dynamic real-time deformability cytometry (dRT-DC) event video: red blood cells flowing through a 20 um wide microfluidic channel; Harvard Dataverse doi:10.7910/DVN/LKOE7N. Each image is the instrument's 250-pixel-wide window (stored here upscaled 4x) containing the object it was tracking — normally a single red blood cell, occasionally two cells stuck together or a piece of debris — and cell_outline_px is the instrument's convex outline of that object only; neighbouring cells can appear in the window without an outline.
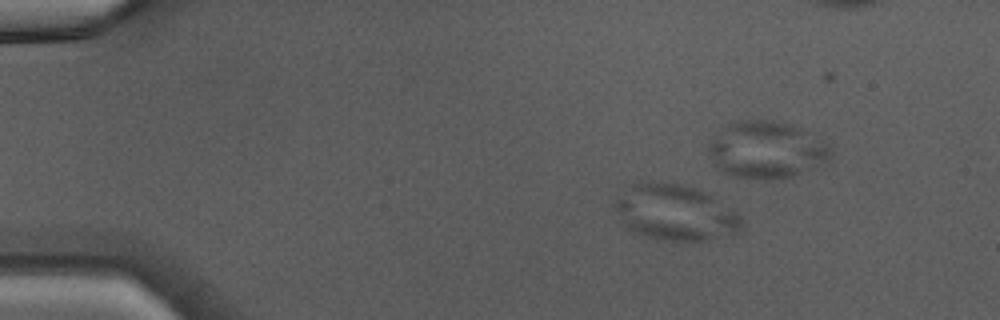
{"species": "Egyptian fruit bat (a non-hibernating species)", "species_latin": "Rousettus aegyptiacus", "temperature_condition": "warm", "stored_images_in_passage": 9, "camera_frame_rate_fps": 3000, "um_per_image_px": 0.085, "animal": {"sex": "male"}, "frame": {"image": 1, "passage_image": 1, "time_ms": 0.0, "image_size_px": [1000, 320], "cell_outline_px": [[744, 220], [740, 228], [736, 232], [700, 240], [672, 240], [648, 236], [632, 232], [620, 220], [612, 204], [624, 184], [640, 180], [664, 180], [696, 188], [712, 196], [736, 212]], "centroid_in_image_um": [57.26, 17.98], "position_along_channel_um": 27.7, "area_um2": 41.56}}